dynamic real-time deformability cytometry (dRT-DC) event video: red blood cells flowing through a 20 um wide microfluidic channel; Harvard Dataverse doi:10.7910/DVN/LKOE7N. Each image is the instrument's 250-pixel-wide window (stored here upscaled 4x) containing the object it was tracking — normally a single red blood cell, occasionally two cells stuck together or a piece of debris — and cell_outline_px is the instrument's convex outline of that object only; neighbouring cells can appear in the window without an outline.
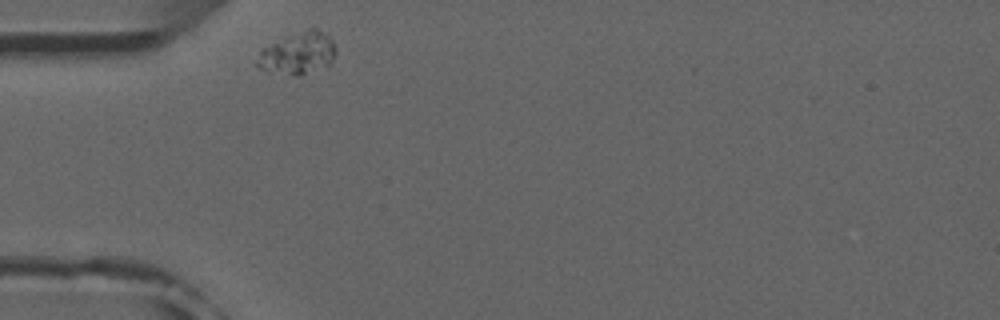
{"species": "common noctule bat (a hibernating species)", "species_latin": "Nyctalus noctula", "temperature_condition": "room temperature", "stored_images_in_passage": 17, "camera_frame_rate_fps": 3000, "um_per_image_px": 0.085, "animal": {"sex": "male", "forearm_length_mm": 52.5}, "frame": {"image": 1, "passage_image": 1, "time_ms": 0.0, "image_size_px": [1000, 320], "cell_outline_px": [[336, 52], [328, 64], [300, 76], [292, 76], [268, 72], [260, 68], [256, 64], [260, 48], [284, 36], [308, 28], [316, 28], [328, 36], [332, 40]], "centroid_in_image_um": [25.25, 4.52], "position_along_channel_um": 59.8, "area_um2": 19.42}}
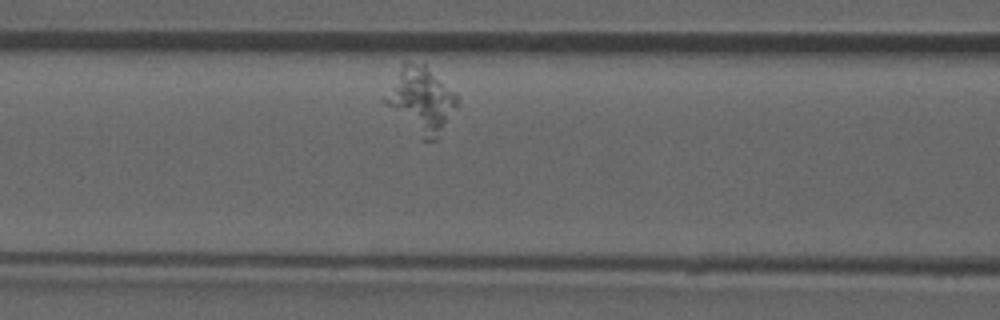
{"frame": {"image": 2, "passage_image": 8, "time_ms": 2.333, "image_size_px": [1000, 320], "cell_outline_px": [[460, 104], [436, 140], [420, 140], [384, 104], [384, 100], [404, 60], [408, 60], [424, 64], [456, 92], [460, 96]], "centroid_in_image_um": [35.85, 8.54], "position_along_channel_um": 130.8, "area_um2": 27.86}}
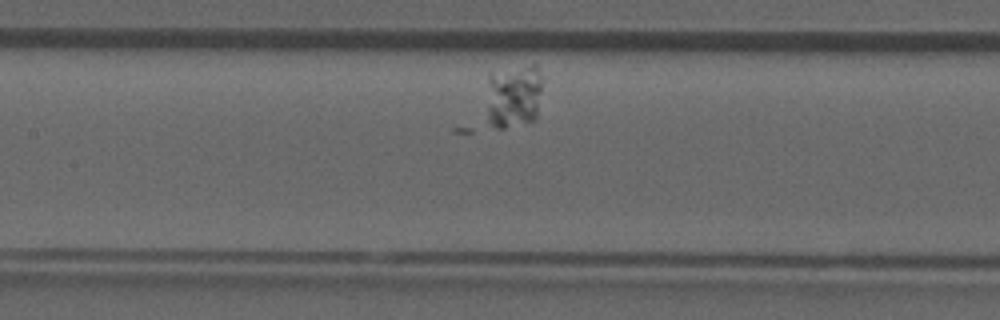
{"frame": {"image": 3, "passage_image": 11, "time_ms": 3.333, "image_size_px": [1000, 320], "cell_outline_px": [[544, 80], [536, 120], [504, 128], [496, 128], [488, 124], [488, 72], [532, 64], [536, 64]], "centroid_in_image_um": [43.7, 8.14], "position_along_channel_um": 163.7, "area_um2": 21.5}}